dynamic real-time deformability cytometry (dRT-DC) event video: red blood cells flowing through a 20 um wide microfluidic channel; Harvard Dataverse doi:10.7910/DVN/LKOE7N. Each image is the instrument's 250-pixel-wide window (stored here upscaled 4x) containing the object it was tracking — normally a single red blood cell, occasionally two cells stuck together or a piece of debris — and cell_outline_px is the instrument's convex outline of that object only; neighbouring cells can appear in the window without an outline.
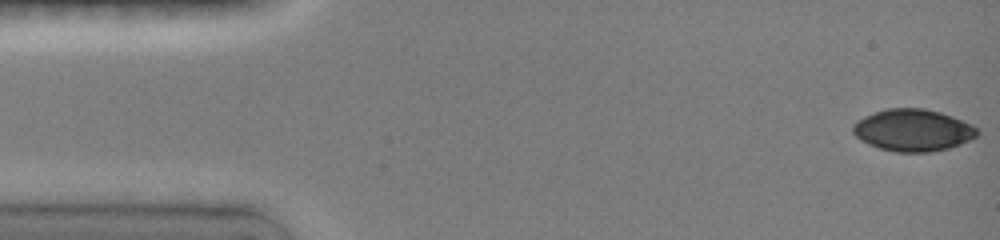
{"species": "common noctule bat (a hibernating species)", "species_latin": "Nyctalus noctula", "temperature_condition": "room temperature", "stored_images_in_passage": 5, "camera_frame_rate_fps": 3000, "um_per_image_px": 0.085, "animal": {"sex": "female", "body_mass_g": 19.0, "forearm_length_mm": 51.5}, "frame": {"image": 1, "passage_image": 1, "time_ms": 0.0, "image_size_px": [1000, 240], "cell_outline_px": [[980, 132], [976, 136], [960, 144], [948, 148], [928, 152], [896, 152], [880, 148], [868, 144], [860, 140], [852, 132], [852, 124], [856, 120], [864, 116], [884, 108], [924, 108], [940, 112], [952, 116], [972, 124]], "centroid_in_image_um": [77.57, 11.05], "position_along_channel_um": 7.4, "area_um2": 30.52}}